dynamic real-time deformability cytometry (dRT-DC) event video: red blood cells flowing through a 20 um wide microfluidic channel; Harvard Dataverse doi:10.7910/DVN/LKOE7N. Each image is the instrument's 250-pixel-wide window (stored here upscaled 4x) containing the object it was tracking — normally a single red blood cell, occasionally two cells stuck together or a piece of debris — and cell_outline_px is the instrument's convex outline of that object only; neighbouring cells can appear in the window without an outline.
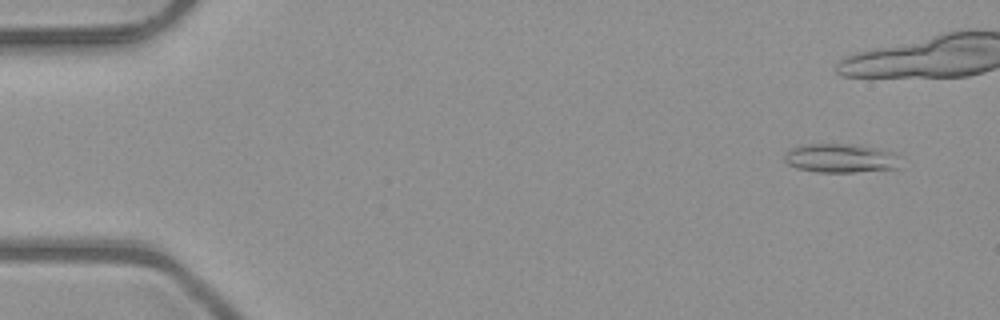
{"species": "common noctule bat (a hibernating species)", "species_latin": "Nyctalus noctula", "temperature_condition": "room temperature", "stored_images_in_passage": 44, "camera_frame_rate_fps": 3000, "um_per_image_px": 0.085, "animal": {"sex": "male", "body_mass_g": 23.1, "forearm_length_mm": 52.7}, "frame": {"image": 1, "passage_image": 4, "time_ms": 1.0, "image_size_px": [1000, 320], "cell_outline_px": [[900, 168], [856, 172], [816, 172], [796, 168], [788, 164], [784, 160], [784, 152], [800, 144], [860, 144], [896, 152], [900, 156]], "centroid_in_image_um": [71.49, 13.44], "position_along_channel_um": 13.5, "area_um2": 20.11}}
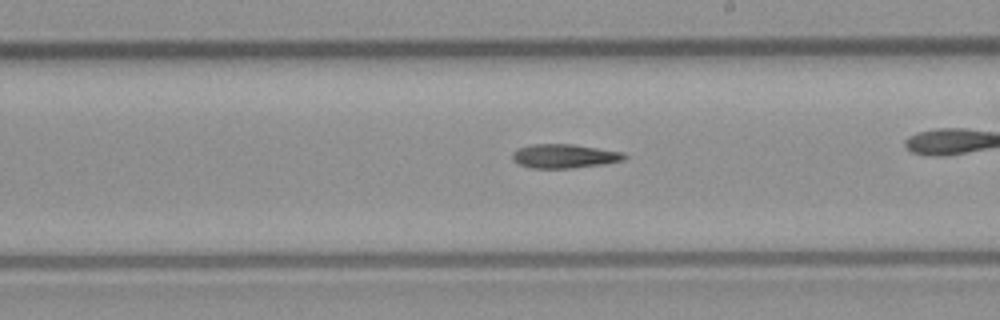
{"frame": {"image": 2, "passage_image": 30, "time_ms": 9.667, "image_size_px": [1000, 320], "cell_outline_px": [[628, 156], [624, 160], [604, 164], [572, 168], [532, 168], [520, 164], [512, 160], [512, 152], [516, 148], [532, 144], [572, 144], [624, 152]], "centroid_in_image_um": [47.97, 13.26], "position_along_channel_um": 241.0, "area_um2": 15.78}}
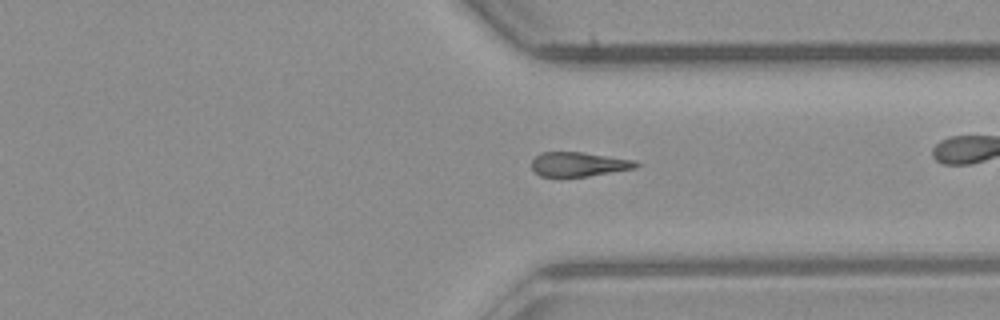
{"frame": {"image": 3, "passage_image": 39, "time_ms": 12.667, "image_size_px": [1000, 320], "cell_outline_px": [[640, 164], [636, 168], [588, 176], [540, 176], [532, 168], [532, 160], [540, 152], [584, 152], [636, 160]], "centroid_in_image_um": [49.22, 13.95], "position_along_channel_um": 362.2, "area_um2": 14.8}}